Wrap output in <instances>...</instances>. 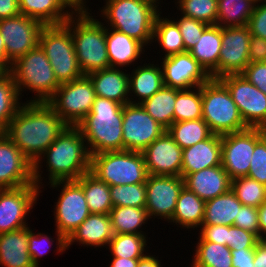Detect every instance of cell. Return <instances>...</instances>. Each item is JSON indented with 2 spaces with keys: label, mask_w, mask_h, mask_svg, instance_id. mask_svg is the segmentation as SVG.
<instances>
[{
  "label": "cell",
  "mask_w": 266,
  "mask_h": 267,
  "mask_svg": "<svg viewBox=\"0 0 266 267\" xmlns=\"http://www.w3.org/2000/svg\"><path fill=\"white\" fill-rule=\"evenodd\" d=\"M114 234H142V226L151 220L145 207L118 206L109 213ZM147 222V223H146Z\"/></svg>",
  "instance_id": "e575fe53"
},
{
  "label": "cell",
  "mask_w": 266,
  "mask_h": 267,
  "mask_svg": "<svg viewBox=\"0 0 266 267\" xmlns=\"http://www.w3.org/2000/svg\"><path fill=\"white\" fill-rule=\"evenodd\" d=\"M54 237H50L49 235H45V233H34L32 229L29 227V241H28V252L31 257V261L35 267H39L40 259L43 255H46L50 250V246L55 241ZM47 243V244H46ZM46 245V247H44ZM49 245V246H47Z\"/></svg>",
  "instance_id": "c3c4849f"
},
{
  "label": "cell",
  "mask_w": 266,
  "mask_h": 267,
  "mask_svg": "<svg viewBox=\"0 0 266 267\" xmlns=\"http://www.w3.org/2000/svg\"><path fill=\"white\" fill-rule=\"evenodd\" d=\"M232 267H253L255 249H231Z\"/></svg>",
  "instance_id": "9f6ffc18"
},
{
  "label": "cell",
  "mask_w": 266,
  "mask_h": 267,
  "mask_svg": "<svg viewBox=\"0 0 266 267\" xmlns=\"http://www.w3.org/2000/svg\"><path fill=\"white\" fill-rule=\"evenodd\" d=\"M161 13L162 10L155 18L152 43L156 41L159 43L160 49H163V54L165 53L162 58L185 52L184 41L178 24L173 16L166 18L161 16Z\"/></svg>",
  "instance_id": "d6a6232c"
},
{
  "label": "cell",
  "mask_w": 266,
  "mask_h": 267,
  "mask_svg": "<svg viewBox=\"0 0 266 267\" xmlns=\"http://www.w3.org/2000/svg\"><path fill=\"white\" fill-rule=\"evenodd\" d=\"M179 16L177 15V20L175 18L174 20L178 24L186 52L189 51L193 46H195L196 43H198V40L201 37L202 33L209 25L193 18L183 16L182 14H180Z\"/></svg>",
  "instance_id": "bcb514c9"
},
{
  "label": "cell",
  "mask_w": 266,
  "mask_h": 267,
  "mask_svg": "<svg viewBox=\"0 0 266 267\" xmlns=\"http://www.w3.org/2000/svg\"><path fill=\"white\" fill-rule=\"evenodd\" d=\"M266 62V39L251 35L249 63Z\"/></svg>",
  "instance_id": "11a10c76"
},
{
  "label": "cell",
  "mask_w": 266,
  "mask_h": 267,
  "mask_svg": "<svg viewBox=\"0 0 266 267\" xmlns=\"http://www.w3.org/2000/svg\"><path fill=\"white\" fill-rule=\"evenodd\" d=\"M67 126L48 103L24 101L3 133L34 164Z\"/></svg>",
  "instance_id": "6da1fadb"
},
{
  "label": "cell",
  "mask_w": 266,
  "mask_h": 267,
  "mask_svg": "<svg viewBox=\"0 0 266 267\" xmlns=\"http://www.w3.org/2000/svg\"><path fill=\"white\" fill-rule=\"evenodd\" d=\"M51 188L61 189L54 207V222L57 253L67 250L66 239L91 214L89 212L83 188L75 181H55ZM62 186V188H61Z\"/></svg>",
  "instance_id": "9c48e42d"
},
{
  "label": "cell",
  "mask_w": 266,
  "mask_h": 267,
  "mask_svg": "<svg viewBox=\"0 0 266 267\" xmlns=\"http://www.w3.org/2000/svg\"><path fill=\"white\" fill-rule=\"evenodd\" d=\"M166 131L182 149L204 141L213 134L202 118L173 122Z\"/></svg>",
  "instance_id": "74e56055"
},
{
  "label": "cell",
  "mask_w": 266,
  "mask_h": 267,
  "mask_svg": "<svg viewBox=\"0 0 266 267\" xmlns=\"http://www.w3.org/2000/svg\"><path fill=\"white\" fill-rule=\"evenodd\" d=\"M146 206L150 219L169 222L175 211L176 202L184 187L182 176L150 175L145 182Z\"/></svg>",
  "instance_id": "e0dca14e"
},
{
  "label": "cell",
  "mask_w": 266,
  "mask_h": 267,
  "mask_svg": "<svg viewBox=\"0 0 266 267\" xmlns=\"http://www.w3.org/2000/svg\"><path fill=\"white\" fill-rule=\"evenodd\" d=\"M198 241H210L228 246V225H201Z\"/></svg>",
  "instance_id": "f5cc1de1"
},
{
  "label": "cell",
  "mask_w": 266,
  "mask_h": 267,
  "mask_svg": "<svg viewBox=\"0 0 266 267\" xmlns=\"http://www.w3.org/2000/svg\"><path fill=\"white\" fill-rule=\"evenodd\" d=\"M158 258V256L147 253L143 258L139 259L137 267H162L163 264L161 265V260Z\"/></svg>",
  "instance_id": "6125c7cd"
},
{
  "label": "cell",
  "mask_w": 266,
  "mask_h": 267,
  "mask_svg": "<svg viewBox=\"0 0 266 267\" xmlns=\"http://www.w3.org/2000/svg\"><path fill=\"white\" fill-rule=\"evenodd\" d=\"M251 33L247 26L222 28V48L219 55L218 79L241 74L249 64Z\"/></svg>",
  "instance_id": "ac0fdd59"
},
{
  "label": "cell",
  "mask_w": 266,
  "mask_h": 267,
  "mask_svg": "<svg viewBox=\"0 0 266 267\" xmlns=\"http://www.w3.org/2000/svg\"><path fill=\"white\" fill-rule=\"evenodd\" d=\"M111 202L113 207L146 206V185L145 183L110 186Z\"/></svg>",
  "instance_id": "f6af8a7d"
},
{
  "label": "cell",
  "mask_w": 266,
  "mask_h": 267,
  "mask_svg": "<svg viewBox=\"0 0 266 267\" xmlns=\"http://www.w3.org/2000/svg\"><path fill=\"white\" fill-rule=\"evenodd\" d=\"M146 236L142 234H114L107 248L112 257L143 258L149 251L146 250L148 243Z\"/></svg>",
  "instance_id": "b9f144b4"
},
{
  "label": "cell",
  "mask_w": 266,
  "mask_h": 267,
  "mask_svg": "<svg viewBox=\"0 0 266 267\" xmlns=\"http://www.w3.org/2000/svg\"><path fill=\"white\" fill-rule=\"evenodd\" d=\"M10 72L21 99L24 91L34 93L26 102L47 103L61 85L39 45L12 63Z\"/></svg>",
  "instance_id": "8992f818"
},
{
  "label": "cell",
  "mask_w": 266,
  "mask_h": 267,
  "mask_svg": "<svg viewBox=\"0 0 266 267\" xmlns=\"http://www.w3.org/2000/svg\"><path fill=\"white\" fill-rule=\"evenodd\" d=\"M258 223L260 228V239H266V202L258 208Z\"/></svg>",
  "instance_id": "94428289"
},
{
  "label": "cell",
  "mask_w": 266,
  "mask_h": 267,
  "mask_svg": "<svg viewBox=\"0 0 266 267\" xmlns=\"http://www.w3.org/2000/svg\"><path fill=\"white\" fill-rule=\"evenodd\" d=\"M76 10L88 9L86 0H67Z\"/></svg>",
  "instance_id": "e7e4bbea"
},
{
  "label": "cell",
  "mask_w": 266,
  "mask_h": 267,
  "mask_svg": "<svg viewBox=\"0 0 266 267\" xmlns=\"http://www.w3.org/2000/svg\"><path fill=\"white\" fill-rule=\"evenodd\" d=\"M114 236L109 214L91 213L66 239L67 249L75 242L85 247H105Z\"/></svg>",
  "instance_id": "603a6c76"
},
{
  "label": "cell",
  "mask_w": 266,
  "mask_h": 267,
  "mask_svg": "<svg viewBox=\"0 0 266 267\" xmlns=\"http://www.w3.org/2000/svg\"><path fill=\"white\" fill-rule=\"evenodd\" d=\"M202 119L217 135L247 129L230 91L220 79L210 78L202 84Z\"/></svg>",
  "instance_id": "52a82bcc"
},
{
  "label": "cell",
  "mask_w": 266,
  "mask_h": 267,
  "mask_svg": "<svg viewBox=\"0 0 266 267\" xmlns=\"http://www.w3.org/2000/svg\"><path fill=\"white\" fill-rule=\"evenodd\" d=\"M259 240L260 238L250 231L234 225L228 226V247L230 249H255Z\"/></svg>",
  "instance_id": "681fc988"
},
{
  "label": "cell",
  "mask_w": 266,
  "mask_h": 267,
  "mask_svg": "<svg viewBox=\"0 0 266 267\" xmlns=\"http://www.w3.org/2000/svg\"><path fill=\"white\" fill-rule=\"evenodd\" d=\"M230 189L242 205L258 208L266 202V186L247 176L232 179Z\"/></svg>",
  "instance_id": "7bdbcfd3"
},
{
  "label": "cell",
  "mask_w": 266,
  "mask_h": 267,
  "mask_svg": "<svg viewBox=\"0 0 266 267\" xmlns=\"http://www.w3.org/2000/svg\"><path fill=\"white\" fill-rule=\"evenodd\" d=\"M43 27L38 20L22 14L0 20V34L11 63L39 45V35Z\"/></svg>",
  "instance_id": "2e32d148"
},
{
  "label": "cell",
  "mask_w": 266,
  "mask_h": 267,
  "mask_svg": "<svg viewBox=\"0 0 266 267\" xmlns=\"http://www.w3.org/2000/svg\"><path fill=\"white\" fill-rule=\"evenodd\" d=\"M221 135L212 134L208 139L183 149L181 176L184 178L206 168L221 165Z\"/></svg>",
  "instance_id": "cb8c5ba5"
},
{
  "label": "cell",
  "mask_w": 266,
  "mask_h": 267,
  "mask_svg": "<svg viewBox=\"0 0 266 267\" xmlns=\"http://www.w3.org/2000/svg\"><path fill=\"white\" fill-rule=\"evenodd\" d=\"M242 203L231 189L225 194L205 202L204 219L202 225H234Z\"/></svg>",
  "instance_id": "1f68e13d"
},
{
  "label": "cell",
  "mask_w": 266,
  "mask_h": 267,
  "mask_svg": "<svg viewBox=\"0 0 266 267\" xmlns=\"http://www.w3.org/2000/svg\"><path fill=\"white\" fill-rule=\"evenodd\" d=\"M90 172L109 186L145 183L149 176L138 151H107L91 155Z\"/></svg>",
  "instance_id": "ba28073f"
},
{
  "label": "cell",
  "mask_w": 266,
  "mask_h": 267,
  "mask_svg": "<svg viewBox=\"0 0 266 267\" xmlns=\"http://www.w3.org/2000/svg\"><path fill=\"white\" fill-rule=\"evenodd\" d=\"M89 10H76L65 22L71 29L76 58L84 75L110 68L106 26Z\"/></svg>",
  "instance_id": "5b68a950"
},
{
  "label": "cell",
  "mask_w": 266,
  "mask_h": 267,
  "mask_svg": "<svg viewBox=\"0 0 266 267\" xmlns=\"http://www.w3.org/2000/svg\"><path fill=\"white\" fill-rule=\"evenodd\" d=\"M139 259L141 258L112 257L109 267H137Z\"/></svg>",
  "instance_id": "91938a15"
},
{
  "label": "cell",
  "mask_w": 266,
  "mask_h": 267,
  "mask_svg": "<svg viewBox=\"0 0 266 267\" xmlns=\"http://www.w3.org/2000/svg\"><path fill=\"white\" fill-rule=\"evenodd\" d=\"M241 74L266 94V62L249 63Z\"/></svg>",
  "instance_id": "db71d44e"
},
{
  "label": "cell",
  "mask_w": 266,
  "mask_h": 267,
  "mask_svg": "<svg viewBox=\"0 0 266 267\" xmlns=\"http://www.w3.org/2000/svg\"><path fill=\"white\" fill-rule=\"evenodd\" d=\"M161 60L164 86L190 89L201 86L211 78L188 51Z\"/></svg>",
  "instance_id": "d6986e66"
},
{
  "label": "cell",
  "mask_w": 266,
  "mask_h": 267,
  "mask_svg": "<svg viewBox=\"0 0 266 267\" xmlns=\"http://www.w3.org/2000/svg\"><path fill=\"white\" fill-rule=\"evenodd\" d=\"M122 68H107L88 74L96 96L114 100L122 105L129 100V73Z\"/></svg>",
  "instance_id": "d4e9b609"
},
{
  "label": "cell",
  "mask_w": 266,
  "mask_h": 267,
  "mask_svg": "<svg viewBox=\"0 0 266 267\" xmlns=\"http://www.w3.org/2000/svg\"><path fill=\"white\" fill-rule=\"evenodd\" d=\"M42 190L35 184L0 189V234L27 227L28 214Z\"/></svg>",
  "instance_id": "5bb4252c"
},
{
  "label": "cell",
  "mask_w": 266,
  "mask_h": 267,
  "mask_svg": "<svg viewBox=\"0 0 266 267\" xmlns=\"http://www.w3.org/2000/svg\"><path fill=\"white\" fill-rule=\"evenodd\" d=\"M265 135L264 129L249 127L239 132L221 135V166L231 180L248 175L255 145Z\"/></svg>",
  "instance_id": "7c38bea8"
},
{
  "label": "cell",
  "mask_w": 266,
  "mask_h": 267,
  "mask_svg": "<svg viewBox=\"0 0 266 267\" xmlns=\"http://www.w3.org/2000/svg\"><path fill=\"white\" fill-rule=\"evenodd\" d=\"M175 101L176 88L163 86L140 104L155 121L167 129L174 122Z\"/></svg>",
  "instance_id": "d590c367"
},
{
  "label": "cell",
  "mask_w": 266,
  "mask_h": 267,
  "mask_svg": "<svg viewBox=\"0 0 266 267\" xmlns=\"http://www.w3.org/2000/svg\"><path fill=\"white\" fill-rule=\"evenodd\" d=\"M6 72L7 70L0 64V77H2Z\"/></svg>",
  "instance_id": "03108f58"
},
{
  "label": "cell",
  "mask_w": 266,
  "mask_h": 267,
  "mask_svg": "<svg viewBox=\"0 0 266 267\" xmlns=\"http://www.w3.org/2000/svg\"><path fill=\"white\" fill-rule=\"evenodd\" d=\"M123 150L142 152L166 129L155 121L141 104L123 106Z\"/></svg>",
  "instance_id": "9a60e30c"
},
{
  "label": "cell",
  "mask_w": 266,
  "mask_h": 267,
  "mask_svg": "<svg viewBox=\"0 0 266 267\" xmlns=\"http://www.w3.org/2000/svg\"><path fill=\"white\" fill-rule=\"evenodd\" d=\"M204 210L205 201L184 186L177 199L172 219L168 223L187 230L199 229L204 219Z\"/></svg>",
  "instance_id": "4dcf8cb0"
},
{
  "label": "cell",
  "mask_w": 266,
  "mask_h": 267,
  "mask_svg": "<svg viewBox=\"0 0 266 267\" xmlns=\"http://www.w3.org/2000/svg\"><path fill=\"white\" fill-rule=\"evenodd\" d=\"M29 226L0 234V266L35 267L28 252Z\"/></svg>",
  "instance_id": "f1b7e54d"
},
{
  "label": "cell",
  "mask_w": 266,
  "mask_h": 267,
  "mask_svg": "<svg viewBox=\"0 0 266 267\" xmlns=\"http://www.w3.org/2000/svg\"><path fill=\"white\" fill-rule=\"evenodd\" d=\"M253 0H217V21L220 27H244L255 7Z\"/></svg>",
  "instance_id": "8d00e7d4"
},
{
  "label": "cell",
  "mask_w": 266,
  "mask_h": 267,
  "mask_svg": "<svg viewBox=\"0 0 266 267\" xmlns=\"http://www.w3.org/2000/svg\"><path fill=\"white\" fill-rule=\"evenodd\" d=\"M33 183V164L4 133H0V189Z\"/></svg>",
  "instance_id": "ffe728a7"
},
{
  "label": "cell",
  "mask_w": 266,
  "mask_h": 267,
  "mask_svg": "<svg viewBox=\"0 0 266 267\" xmlns=\"http://www.w3.org/2000/svg\"><path fill=\"white\" fill-rule=\"evenodd\" d=\"M234 226L250 231L260 238L258 209L253 206L242 205L238 217H235Z\"/></svg>",
  "instance_id": "f907efd6"
},
{
  "label": "cell",
  "mask_w": 266,
  "mask_h": 267,
  "mask_svg": "<svg viewBox=\"0 0 266 267\" xmlns=\"http://www.w3.org/2000/svg\"><path fill=\"white\" fill-rule=\"evenodd\" d=\"M19 9L44 26L64 24L76 11L67 0H19Z\"/></svg>",
  "instance_id": "484cf974"
},
{
  "label": "cell",
  "mask_w": 266,
  "mask_h": 267,
  "mask_svg": "<svg viewBox=\"0 0 266 267\" xmlns=\"http://www.w3.org/2000/svg\"><path fill=\"white\" fill-rule=\"evenodd\" d=\"M184 186L206 202L228 192L231 179L224 168L218 165L186 175Z\"/></svg>",
  "instance_id": "7402d4cb"
},
{
  "label": "cell",
  "mask_w": 266,
  "mask_h": 267,
  "mask_svg": "<svg viewBox=\"0 0 266 267\" xmlns=\"http://www.w3.org/2000/svg\"><path fill=\"white\" fill-rule=\"evenodd\" d=\"M104 1L98 10L107 27L125 33L147 48L152 44L155 18L162 7L160 0Z\"/></svg>",
  "instance_id": "277c9868"
},
{
  "label": "cell",
  "mask_w": 266,
  "mask_h": 267,
  "mask_svg": "<svg viewBox=\"0 0 266 267\" xmlns=\"http://www.w3.org/2000/svg\"><path fill=\"white\" fill-rule=\"evenodd\" d=\"M39 46L47 56L60 84L84 75L76 58L71 29L65 23L44 26L39 35Z\"/></svg>",
  "instance_id": "30bf717a"
},
{
  "label": "cell",
  "mask_w": 266,
  "mask_h": 267,
  "mask_svg": "<svg viewBox=\"0 0 266 267\" xmlns=\"http://www.w3.org/2000/svg\"><path fill=\"white\" fill-rule=\"evenodd\" d=\"M222 48V27L209 25L188 52L213 79H218V63Z\"/></svg>",
  "instance_id": "f546056e"
},
{
  "label": "cell",
  "mask_w": 266,
  "mask_h": 267,
  "mask_svg": "<svg viewBox=\"0 0 266 267\" xmlns=\"http://www.w3.org/2000/svg\"><path fill=\"white\" fill-rule=\"evenodd\" d=\"M20 98L13 76L7 71L0 77V133H3L24 103Z\"/></svg>",
  "instance_id": "ab89813d"
},
{
  "label": "cell",
  "mask_w": 266,
  "mask_h": 267,
  "mask_svg": "<svg viewBox=\"0 0 266 267\" xmlns=\"http://www.w3.org/2000/svg\"><path fill=\"white\" fill-rule=\"evenodd\" d=\"M175 3L183 16L208 25H216L217 0H177Z\"/></svg>",
  "instance_id": "ee69618b"
},
{
  "label": "cell",
  "mask_w": 266,
  "mask_h": 267,
  "mask_svg": "<svg viewBox=\"0 0 266 267\" xmlns=\"http://www.w3.org/2000/svg\"><path fill=\"white\" fill-rule=\"evenodd\" d=\"M247 27L251 35L266 39V2L260 1L255 4Z\"/></svg>",
  "instance_id": "816d5d0a"
},
{
  "label": "cell",
  "mask_w": 266,
  "mask_h": 267,
  "mask_svg": "<svg viewBox=\"0 0 266 267\" xmlns=\"http://www.w3.org/2000/svg\"><path fill=\"white\" fill-rule=\"evenodd\" d=\"M0 64L7 70L10 71L12 63L8 60L7 54L5 52V44L3 37L0 34Z\"/></svg>",
  "instance_id": "be15d7a7"
},
{
  "label": "cell",
  "mask_w": 266,
  "mask_h": 267,
  "mask_svg": "<svg viewBox=\"0 0 266 267\" xmlns=\"http://www.w3.org/2000/svg\"><path fill=\"white\" fill-rule=\"evenodd\" d=\"M253 267H266V239H260L255 246Z\"/></svg>",
  "instance_id": "680465c9"
},
{
  "label": "cell",
  "mask_w": 266,
  "mask_h": 267,
  "mask_svg": "<svg viewBox=\"0 0 266 267\" xmlns=\"http://www.w3.org/2000/svg\"><path fill=\"white\" fill-rule=\"evenodd\" d=\"M106 48L110 67L124 68L141 59L147 47L125 33L106 27Z\"/></svg>",
  "instance_id": "4316f807"
},
{
  "label": "cell",
  "mask_w": 266,
  "mask_h": 267,
  "mask_svg": "<svg viewBox=\"0 0 266 267\" xmlns=\"http://www.w3.org/2000/svg\"><path fill=\"white\" fill-rule=\"evenodd\" d=\"M123 106L111 99L95 97L91 112L77 125L90 156L123 150Z\"/></svg>",
  "instance_id": "3957f363"
},
{
  "label": "cell",
  "mask_w": 266,
  "mask_h": 267,
  "mask_svg": "<svg viewBox=\"0 0 266 267\" xmlns=\"http://www.w3.org/2000/svg\"><path fill=\"white\" fill-rule=\"evenodd\" d=\"M96 93L88 75L62 83L47 102L68 126H77L90 112Z\"/></svg>",
  "instance_id": "8fae6325"
},
{
  "label": "cell",
  "mask_w": 266,
  "mask_h": 267,
  "mask_svg": "<svg viewBox=\"0 0 266 267\" xmlns=\"http://www.w3.org/2000/svg\"><path fill=\"white\" fill-rule=\"evenodd\" d=\"M231 93L240 115L249 128L266 127V94L251 84L242 74L220 78Z\"/></svg>",
  "instance_id": "4fadbf2b"
},
{
  "label": "cell",
  "mask_w": 266,
  "mask_h": 267,
  "mask_svg": "<svg viewBox=\"0 0 266 267\" xmlns=\"http://www.w3.org/2000/svg\"><path fill=\"white\" fill-rule=\"evenodd\" d=\"M128 75L129 100L131 104L142 103L164 86L162 68L159 64L154 65L149 62L142 66L138 65ZM134 98L138 99L136 100Z\"/></svg>",
  "instance_id": "83f0119b"
},
{
  "label": "cell",
  "mask_w": 266,
  "mask_h": 267,
  "mask_svg": "<svg viewBox=\"0 0 266 267\" xmlns=\"http://www.w3.org/2000/svg\"><path fill=\"white\" fill-rule=\"evenodd\" d=\"M42 161L46 162L49 183L78 180L83 174L88 173L91 156L80 129L77 126H67L33 164L34 183L40 189L44 188L42 181L45 178L41 171Z\"/></svg>",
  "instance_id": "7a4b0ae2"
},
{
  "label": "cell",
  "mask_w": 266,
  "mask_h": 267,
  "mask_svg": "<svg viewBox=\"0 0 266 267\" xmlns=\"http://www.w3.org/2000/svg\"><path fill=\"white\" fill-rule=\"evenodd\" d=\"M191 267H232L231 249L210 241H197Z\"/></svg>",
  "instance_id": "f35d334b"
},
{
  "label": "cell",
  "mask_w": 266,
  "mask_h": 267,
  "mask_svg": "<svg viewBox=\"0 0 266 267\" xmlns=\"http://www.w3.org/2000/svg\"><path fill=\"white\" fill-rule=\"evenodd\" d=\"M174 122L202 118V85L190 89H176Z\"/></svg>",
  "instance_id": "60d3db41"
},
{
  "label": "cell",
  "mask_w": 266,
  "mask_h": 267,
  "mask_svg": "<svg viewBox=\"0 0 266 267\" xmlns=\"http://www.w3.org/2000/svg\"><path fill=\"white\" fill-rule=\"evenodd\" d=\"M255 3H258V2H260V0H253Z\"/></svg>",
  "instance_id": "003e7915"
},
{
  "label": "cell",
  "mask_w": 266,
  "mask_h": 267,
  "mask_svg": "<svg viewBox=\"0 0 266 267\" xmlns=\"http://www.w3.org/2000/svg\"><path fill=\"white\" fill-rule=\"evenodd\" d=\"M19 0H0V20L18 16Z\"/></svg>",
  "instance_id": "6f0895ef"
},
{
  "label": "cell",
  "mask_w": 266,
  "mask_h": 267,
  "mask_svg": "<svg viewBox=\"0 0 266 267\" xmlns=\"http://www.w3.org/2000/svg\"><path fill=\"white\" fill-rule=\"evenodd\" d=\"M247 177L266 186V135L255 145Z\"/></svg>",
  "instance_id": "7dc6e473"
},
{
  "label": "cell",
  "mask_w": 266,
  "mask_h": 267,
  "mask_svg": "<svg viewBox=\"0 0 266 267\" xmlns=\"http://www.w3.org/2000/svg\"><path fill=\"white\" fill-rule=\"evenodd\" d=\"M183 149L165 131L141 153L150 175L181 176Z\"/></svg>",
  "instance_id": "44dd1931"
},
{
  "label": "cell",
  "mask_w": 266,
  "mask_h": 267,
  "mask_svg": "<svg viewBox=\"0 0 266 267\" xmlns=\"http://www.w3.org/2000/svg\"><path fill=\"white\" fill-rule=\"evenodd\" d=\"M84 191L90 213L109 214L113 208L110 186L100 181L90 171L75 180Z\"/></svg>",
  "instance_id": "836d02e7"
}]
</instances>
